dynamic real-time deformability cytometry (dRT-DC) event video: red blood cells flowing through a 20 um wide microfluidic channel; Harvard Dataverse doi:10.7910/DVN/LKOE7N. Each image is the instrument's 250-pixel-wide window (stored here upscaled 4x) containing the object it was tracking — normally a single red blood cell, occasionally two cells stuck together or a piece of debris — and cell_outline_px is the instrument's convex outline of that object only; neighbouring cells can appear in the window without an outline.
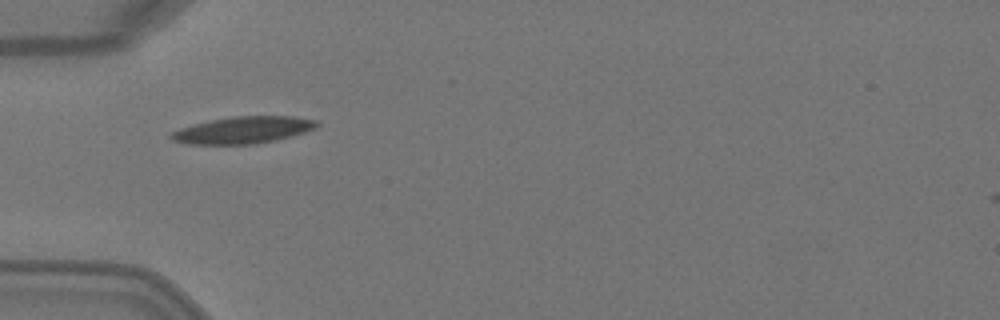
{"species": "Egyptian fruit bat (a non-hibernating species)", "species_latin": "Rousettus aegyptiacus", "temperature_condition": "warm", "stored_images_in_passage": 7, "camera_frame_rate_fps": 3000, "um_per_image_px": 0.085, "animal": {"sex": "female"}, "frame": {"image": 1, "passage_image": 4, "time_ms": 1.0, "image_size_px": [1000, 320], "cell_outline_px": [[320, 124], [316, 128], [304, 132], [276, 140], [256, 144], [192, 144], [172, 140], [168, 136], [172, 132], [180, 128], [192, 124], [232, 116], [292, 116], [316, 120]], "centroid_in_image_um": [20.67, 11.05], "position_along_channel_um": 64.3, "area_um2": 22.77}}